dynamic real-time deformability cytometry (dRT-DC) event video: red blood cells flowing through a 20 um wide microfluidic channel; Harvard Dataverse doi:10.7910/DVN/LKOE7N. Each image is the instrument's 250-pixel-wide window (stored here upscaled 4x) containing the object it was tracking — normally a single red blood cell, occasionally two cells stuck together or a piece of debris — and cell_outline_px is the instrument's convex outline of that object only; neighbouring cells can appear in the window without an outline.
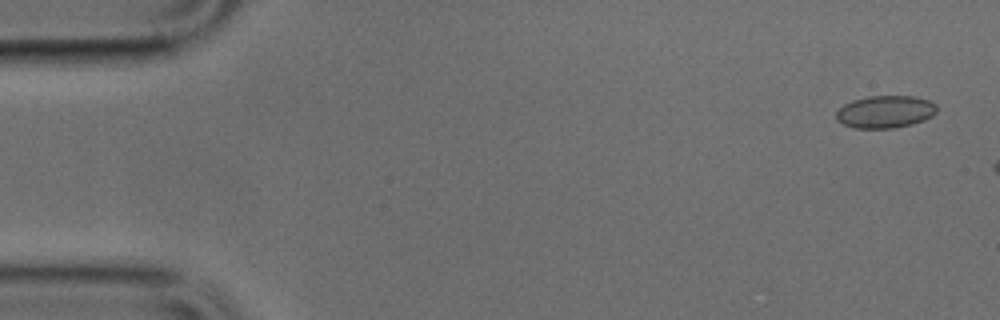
{"species": "common noctule bat (a hibernating species)", "species_latin": "Nyctalus noctula", "temperature_condition": "cold", "stored_images_in_passage": 7, "camera_frame_rate_fps": 3000, "um_per_image_px": 0.085, "animal": {"sex": "male", "body_mass_g": 17.9, "forearm_length_mm": 54.2}, "frame": {"image": 1, "passage_image": 2, "time_ms": 0.333, "image_size_px": [1000, 320], "cell_outline_px": [[936, 112], [932, 116], [924, 120], [912, 124], [892, 128], [856, 128], [844, 124], [836, 120], [836, 112], [844, 104], [852, 100], [868, 96], [912, 96], [928, 100], [936, 104]], "centroid_in_image_um": [75.24, 9.5], "position_along_channel_um": 9.8, "area_um2": 18.96}}